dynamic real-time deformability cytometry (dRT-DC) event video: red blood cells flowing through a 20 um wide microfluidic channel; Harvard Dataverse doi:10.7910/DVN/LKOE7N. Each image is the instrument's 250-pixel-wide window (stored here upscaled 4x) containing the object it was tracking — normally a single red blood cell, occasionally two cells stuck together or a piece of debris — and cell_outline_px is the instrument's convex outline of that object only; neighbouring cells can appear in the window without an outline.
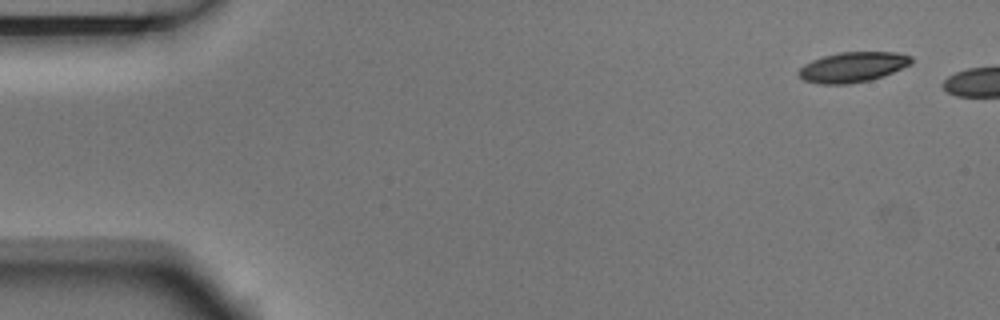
{"species": "Egyptian fruit bat (a non-hibernating species)", "species_latin": "Rousettus aegyptiacus", "temperature_condition": "room temperature", "stored_images_in_passage": 3, "camera_frame_rate_fps": 3000, "um_per_image_px": 0.085, "animal": {"sex": "male"}, "frame": {"image": 1, "passage_image": 1, "time_ms": 0.0, "image_size_px": [1000, 320], "cell_outline_px": [[912, 64], [884, 76], [868, 80], [848, 84], [820, 84], [804, 80], [796, 72], [804, 64], [812, 60], [824, 56], [840, 52], [896, 52], [912, 56]], "centroid_in_image_um": [72.49, 5.7], "position_along_channel_um": 12.5, "area_um2": 19.83}}